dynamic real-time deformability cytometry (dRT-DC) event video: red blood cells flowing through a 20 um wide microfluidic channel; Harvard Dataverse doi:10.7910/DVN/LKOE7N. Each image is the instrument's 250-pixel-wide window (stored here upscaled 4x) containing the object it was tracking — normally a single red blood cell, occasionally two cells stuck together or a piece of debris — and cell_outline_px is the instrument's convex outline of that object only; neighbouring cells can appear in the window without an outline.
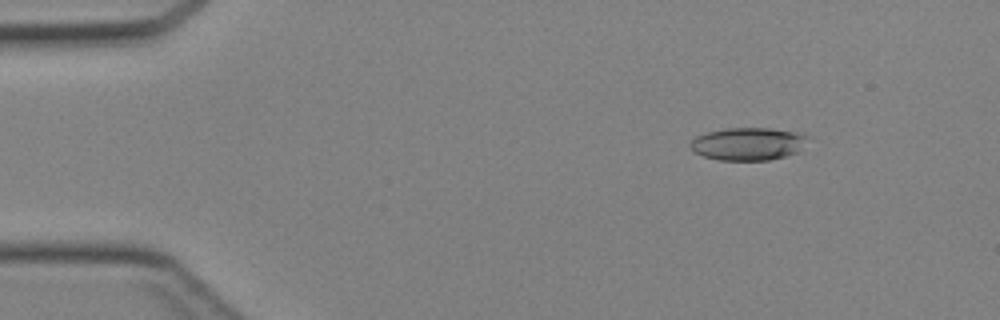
{"species": "Egyptian fruit bat (a non-hibernating species)", "species_latin": "Rousettus aegyptiacus", "temperature_condition": "cold", "stored_images_in_passage": 17, "camera_frame_rate_fps": 3000, "um_per_image_px": 0.085, "animal": {"sex": "female"}, "frame": {"image": 1, "passage_image": 6, "time_ms": 1.667, "image_size_px": [1000, 320], "cell_outline_px": [[808, 136], [800, 152], [768, 160], [720, 160], [704, 156], [692, 152], [688, 144], [696, 136], [708, 132], [728, 128], [768, 128], [796, 132]], "centroid_in_image_um": [63.56, 12.23], "position_along_channel_um": 21.4, "area_um2": 22.37}}
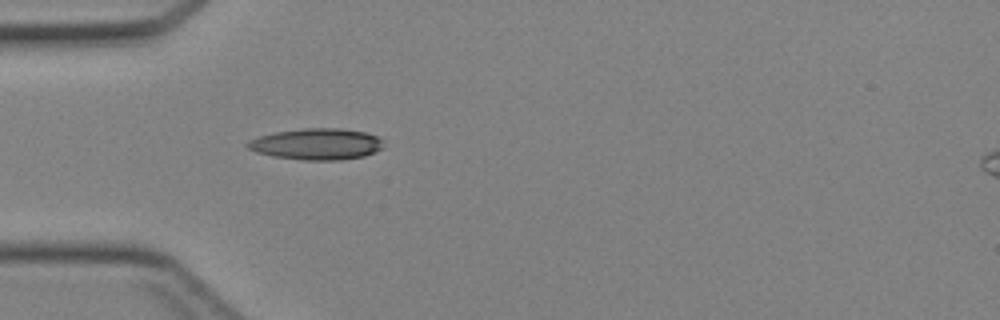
{"frame": {"image": 2, "passage_image": 14, "time_ms": 4.333, "image_size_px": [1000, 320], "cell_outline_px": [[384, 148], [376, 152], [364, 156], [340, 160], [304, 160], [272, 156], [256, 152], [248, 148], [244, 144], [248, 140], [260, 136], [276, 132], [304, 128], [340, 128], [364, 132], [376, 136], [384, 140]], "centroid_in_image_um": [26.94, 12.25], "position_along_channel_um": 58.1, "area_um2": 24.97}}